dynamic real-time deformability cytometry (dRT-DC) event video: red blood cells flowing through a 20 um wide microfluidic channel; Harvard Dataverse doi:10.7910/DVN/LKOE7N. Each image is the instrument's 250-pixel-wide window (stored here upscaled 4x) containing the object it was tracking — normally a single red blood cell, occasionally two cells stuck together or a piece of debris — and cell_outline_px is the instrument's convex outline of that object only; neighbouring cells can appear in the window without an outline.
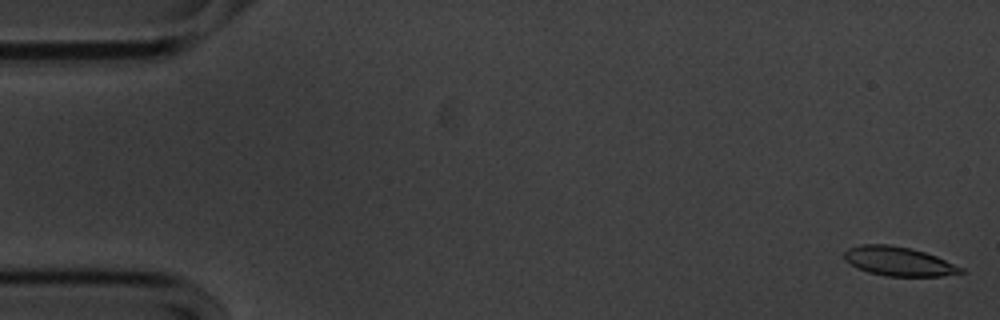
{"species": "common noctule bat (a hibernating species)", "species_latin": "Nyctalus noctula", "temperature_condition": "cold", "stored_images_in_passage": 56, "camera_frame_rate_fps": 3000, "um_per_image_px": 0.085, "animal": {"sex": "male", "body_mass_g": 20.1, "forearm_length_mm": 53.5}, "frame": {"image": 1, "passage_image": 1, "time_ms": 0.0, "image_size_px": [1000, 320], "cell_outline_px": [[964, 272], [940, 276], [884, 276], [868, 272], [856, 268], [844, 260], [844, 252], [848, 248], [860, 244], [888, 244], [912, 248], [936, 256], [964, 268]], "centroid_in_image_um": [76.34, 22.21], "position_along_channel_um": 8.7, "area_um2": 19.88}}
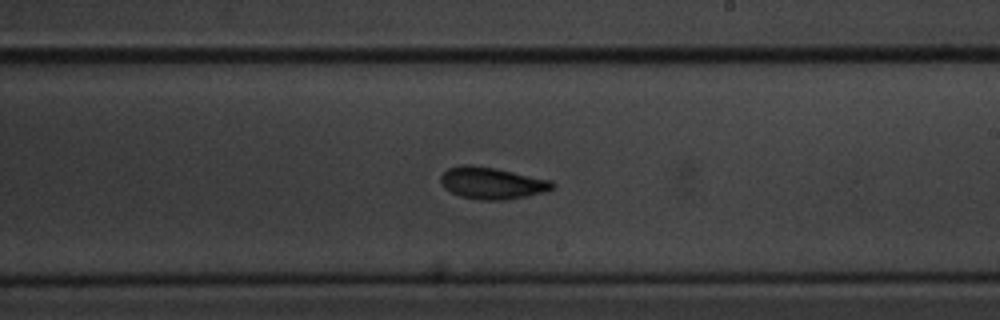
{"frame": {"image": 2, "passage_image": 32, "time_ms": 10.333, "image_size_px": [1000, 320], "cell_outline_px": [[556, 188], [548, 192], [528, 196], [504, 200], [480, 200], [460, 196], [444, 188], [440, 180], [440, 176], [448, 168], [464, 164], [468, 164], [496, 168], [552, 180], [556, 184]], "centroid_in_image_um": [41.87, 15.57], "position_along_channel_um": 247.1, "area_um2": 21.04}}
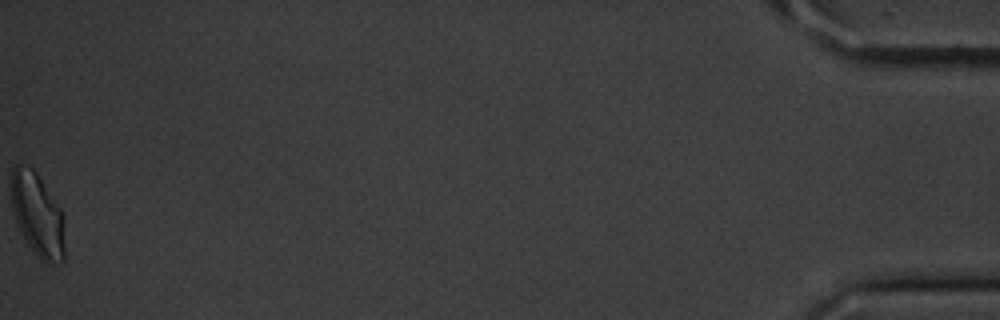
{"frame": {"image": 3, "passage_image": 56, "time_ms": 18.333, "image_size_px": [1000, 320], "cell_outline_px": [[64, 260], [48, 264], [40, 260], [28, 244], [16, 220], [12, 208], [12, 168], [16, 164], [20, 164], [32, 168], [36, 172], [60, 208], [64, 216]], "centroid_in_image_um": [3.21, 18.27], "position_along_channel_um": 432.0, "area_um2": 25.66}, "authors_computed_cell_mechanics": {"area_um2": 20.5479, "velocity_mm_per_s": 3.5525, "shape_relaxation_time_tau1_ms": 4.087, "shape_relaxation_time_tau2_ms": 2.981, "deformation_change_tau1": 0.1234, "deformation_change_tau2": 0.0841}}